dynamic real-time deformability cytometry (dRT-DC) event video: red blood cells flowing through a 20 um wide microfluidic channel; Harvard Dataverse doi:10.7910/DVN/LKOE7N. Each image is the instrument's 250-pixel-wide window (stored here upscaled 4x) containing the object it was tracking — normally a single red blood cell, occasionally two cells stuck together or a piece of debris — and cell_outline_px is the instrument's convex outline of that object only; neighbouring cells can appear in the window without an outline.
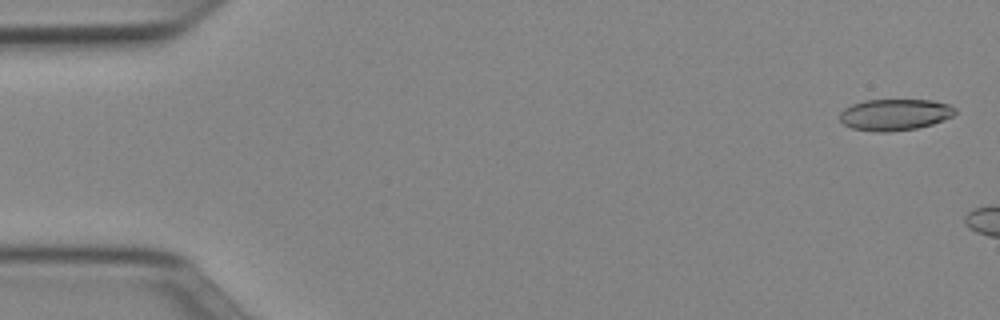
{"species": "Egyptian fruit bat (a non-hibernating species)", "species_latin": "Rousettus aegyptiacus", "temperature_condition": "cold", "stored_images_in_passage": 7, "camera_frame_rate_fps": 3000, "um_per_image_px": 0.085, "animal": {"sex": "female"}, "frame": {"image": 1, "passage_image": 2, "time_ms": 0.333, "image_size_px": [1000, 320], "cell_outline_px": [[956, 112], [952, 116], [932, 124], [916, 128], [888, 132], [876, 132], [852, 128], [844, 124], [840, 120], [840, 112], [844, 108], [852, 104], [864, 100], [932, 100], [948, 104], [956, 108]], "centroid_in_image_um": [76.04, 9.74], "position_along_channel_um": 9.0, "area_um2": 21.1}}